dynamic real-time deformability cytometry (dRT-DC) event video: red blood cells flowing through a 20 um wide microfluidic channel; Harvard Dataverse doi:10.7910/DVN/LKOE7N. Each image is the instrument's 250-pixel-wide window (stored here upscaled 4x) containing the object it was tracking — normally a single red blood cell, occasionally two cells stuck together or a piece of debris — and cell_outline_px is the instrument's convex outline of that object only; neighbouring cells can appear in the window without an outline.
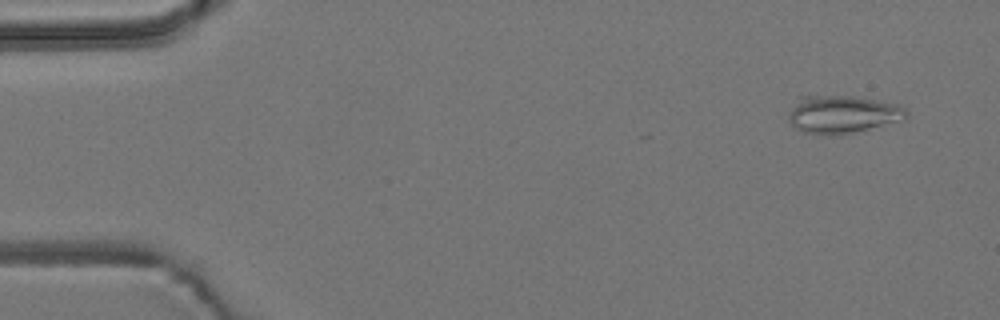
{"species": "common noctule bat (a hibernating species)", "species_latin": "Nyctalus noctula", "temperature_condition": "room temperature", "stored_images_in_passage": 6, "camera_frame_rate_fps": 3000, "um_per_image_px": 0.085, "animal": {"sex": "male", "body_mass_g": 19.2, "forearm_length_mm": 51.8}, "frame": {"image": 1, "passage_image": 2, "time_ms": 0.333, "image_size_px": [1000, 320], "cell_outline_px": [[908, 116], [904, 120], [840, 136], [832, 136], [804, 132], [796, 128], [788, 120], [788, 112], [796, 96], [852, 96], [900, 104], [908, 112]], "centroid_in_image_um": [71.59, 9.72], "position_along_channel_um": 13.4, "area_um2": 26.47}}